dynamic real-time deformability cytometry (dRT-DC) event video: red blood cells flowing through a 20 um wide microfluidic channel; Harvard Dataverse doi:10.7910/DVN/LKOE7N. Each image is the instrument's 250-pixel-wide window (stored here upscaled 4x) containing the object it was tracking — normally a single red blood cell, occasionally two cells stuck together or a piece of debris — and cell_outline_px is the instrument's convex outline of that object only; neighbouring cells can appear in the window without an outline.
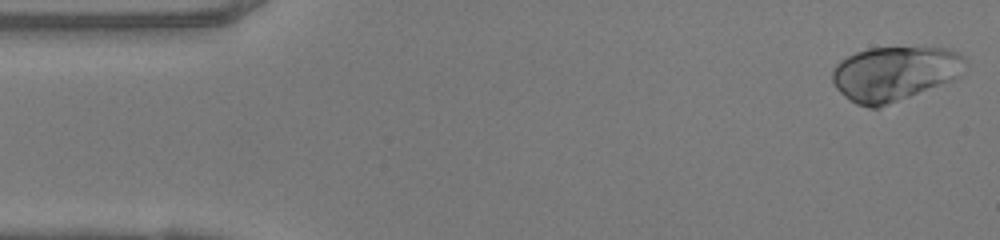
{"species": "human", "species_latin": "Homo sapiens", "temperature_condition": "warm", "stored_images_in_passage": 48, "camera_frame_rate_fps": 3000, "um_per_image_px": 0.085, "donor": {"sex": "female"}, "frame": {"image": 1, "passage_image": 1, "time_ms": 0.0, "image_size_px": [1000, 240], "cell_outline_px": [[968, 64], [960, 76], [952, 80], [880, 108], [868, 108], [856, 104], [848, 100], [836, 88], [832, 80], [832, 68], [840, 60], [856, 52], [868, 48], [952, 48], [964, 56], [968, 60]], "centroid_in_image_um": [76.05, 6.25], "position_along_channel_um": 8.9, "area_um2": 42.66}}
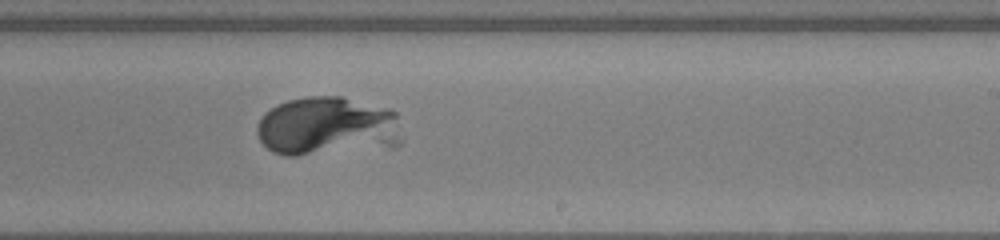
{"frame": {"image": 2, "passage_image": 28, "time_ms": 9.0, "image_size_px": [1000, 240], "cell_outline_px": [[396, 116], [308, 152], [296, 156], [284, 156], [272, 152], [260, 140], [256, 132], [256, 128], [264, 112], [276, 104], [288, 100], [308, 96], [340, 96], [388, 108], [396, 112]], "centroid_in_image_um": [26.85, 10.43], "position_along_channel_um": 262.2, "area_um2": 38.78}}
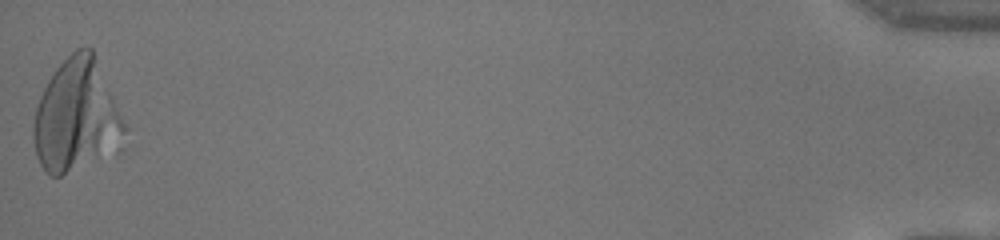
{"frame": {"image": 3, "passage_image": 48, "time_ms": 15.667, "image_size_px": [1000, 240], "cell_outline_px": [[132, 128], [60, 176], [48, 176], [40, 164], [36, 156], [32, 136], [32, 124], [36, 108], [40, 96], [52, 72], [76, 48], [92, 48]], "centroid_in_image_um": [6.46, 9.69], "position_along_channel_um": 428.7, "area_um2": 58.03}}